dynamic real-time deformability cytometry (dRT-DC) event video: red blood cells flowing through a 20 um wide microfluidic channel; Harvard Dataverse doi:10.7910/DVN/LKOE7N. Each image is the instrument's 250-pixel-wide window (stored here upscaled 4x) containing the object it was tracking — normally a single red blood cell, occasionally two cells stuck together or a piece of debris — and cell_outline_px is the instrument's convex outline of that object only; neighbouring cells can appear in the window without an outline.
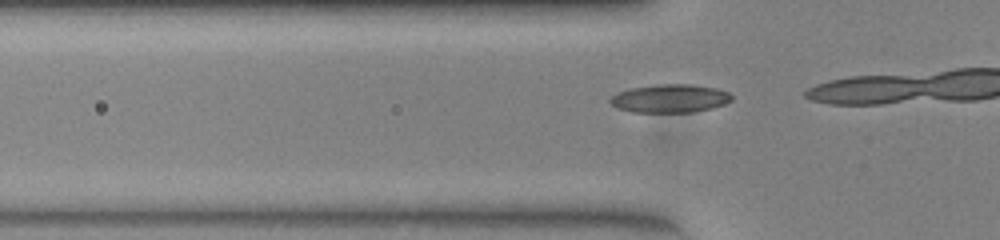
{"species": "common noctule bat (a hibernating species)", "species_latin": "Nyctalus noctula", "temperature_condition": "warm", "stored_images_in_passage": 15, "camera_frame_rate_fps": 3000, "um_per_image_px": 0.085, "animal": {"sex": "female", "body_mass_g": 23.0, "forearm_length_mm": 53.4}, "frame": {"image": 1, "passage_image": 12, "time_ms": 3.667, "image_size_px": [1000, 240], "cell_outline_px": [[732, 100], [724, 104], [712, 108], [692, 112], [632, 112], [616, 108], [608, 100], [612, 96], [628, 88], [656, 84], [692, 84], [716, 88], [728, 92], [732, 96]], "centroid_in_image_um": [56.93, 8.36], "position_along_channel_um": 68.9, "area_um2": 20.11}}